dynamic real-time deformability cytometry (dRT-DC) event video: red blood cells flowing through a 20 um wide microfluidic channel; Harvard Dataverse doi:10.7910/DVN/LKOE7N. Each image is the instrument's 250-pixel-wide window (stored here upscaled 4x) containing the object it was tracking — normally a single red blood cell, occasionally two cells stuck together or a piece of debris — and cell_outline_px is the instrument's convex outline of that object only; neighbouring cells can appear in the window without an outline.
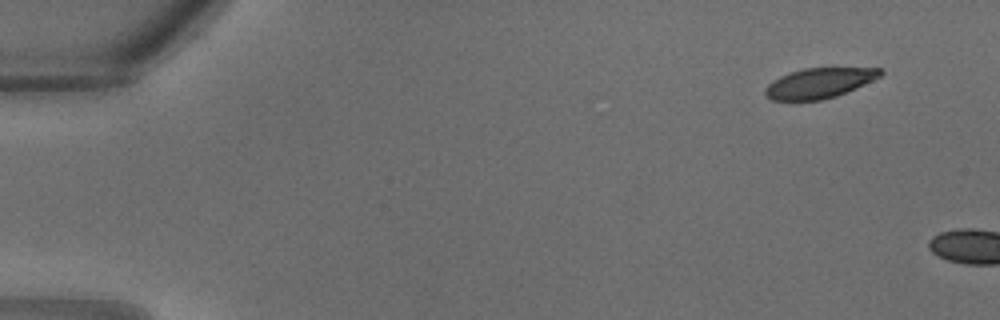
{"species": "common noctule bat (a hibernating species)", "species_latin": "Nyctalus noctula", "temperature_condition": "warm", "stored_images_in_passage": 3, "camera_frame_rate_fps": 3000, "um_per_image_px": 0.085, "animal": {"sex": "male", "body_mass_g": 18.8}, "frame": {"image": 1, "passage_image": 1, "time_ms": 0.0, "image_size_px": [1000, 320], "cell_outline_px": [[884, 72], [880, 76], [856, 88], [836, 96], [820, 100], [772, 100], [764, 96], [764, 88], [772, 80], [780, 76], [804, 68], [880, 68]], "centroid_in_image_um": [69.59, 7.06], "position_along_channel_um": 15.4, "area_um2": 20.11}}